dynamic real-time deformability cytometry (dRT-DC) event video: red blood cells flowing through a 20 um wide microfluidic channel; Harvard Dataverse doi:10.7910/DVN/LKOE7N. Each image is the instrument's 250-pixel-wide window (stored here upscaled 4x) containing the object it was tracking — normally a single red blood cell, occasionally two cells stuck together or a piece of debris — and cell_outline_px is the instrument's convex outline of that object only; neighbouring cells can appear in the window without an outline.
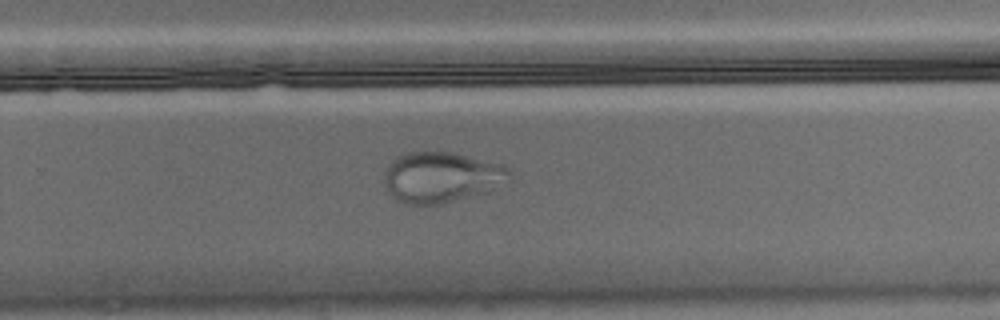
{"species": "Egyptian fruit bat (a non-hibernating species)", "species_latin": "Rousettus aegyptiacus", "temperature_condition": "warm", "stored_images_in_passage": 47, "camera_frame_rate_fps": 3000, "um_per_image_px": 0.085, "animal": {"sex": "male"}, "frame": {"image": 1, "passage_image": 27, "time_ms": 8.667, "image_size_px": [1000, 320], "cell_outline_px": [[512, 180], [484, 192], [440, 204], [408, 204], [396, 200], [392, 196], [384, 184], [384, 172], [388, 164], [392, 160], [408, 152], [452, 152], [504, 164], [512, 168]], "centroid_in_image_um": [37.56, 15.05], "position_along_channel_um": 292.2, "area_um2": 37.11}}